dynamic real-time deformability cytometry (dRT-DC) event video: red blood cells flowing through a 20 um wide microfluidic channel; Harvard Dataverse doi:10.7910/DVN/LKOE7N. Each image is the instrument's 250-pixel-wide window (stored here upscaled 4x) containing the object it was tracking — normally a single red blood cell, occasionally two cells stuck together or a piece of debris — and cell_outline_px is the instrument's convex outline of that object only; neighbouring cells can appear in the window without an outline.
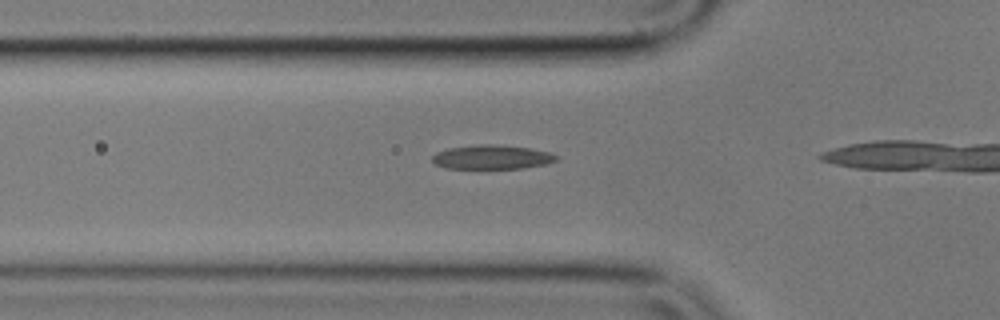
{"species": "common noctule bat (a hibernating species)", "species_latin": "Nyctalus noctula", "temperature_condition": "cold", "stored_images_in_passage": 14, "camera_frame_rate_fps": 3000, "um_per_image_px": 0.085, "animal": {"sex": "male", "body_mass_g": 17.9}, "frame": {"image": 1, "passage_image": 5, "time_ms": 1.333, "image_size_px": [1000, 320], "cell_outline_px": [[560, 156], [556, 160], [544, 164], [524, 168], [444, 168], [436, 164], [432, 160], [432, 156], [436, 152], [448, 148], [480, 144], [492, 144], [528, 148], [548, 152]], "centroid_in_image_um": [41.79, 13.35], "position_along_channel_um": 84.0, "area_um2": 17.28}}
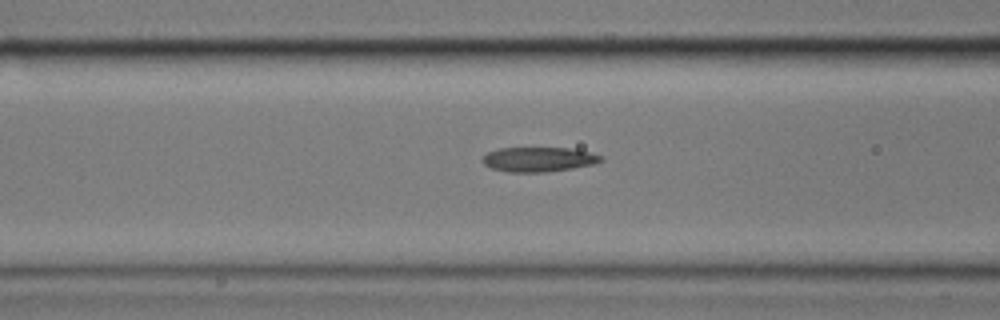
{"frame": {"image": 2, "passage_image": 8, "time_ms": 2.333, "image_size_px": [1000, 320], "cell_outline_px": [[604, 160], [592, 164], [572, 168], [544, 172], [508, 172], [492, 168], [484, 164], [480, 160], [488, 152], [500, 148], [568, 148], [588, 152], [604, 156]], "centroid_in_image_um": [45.77, 13.54], "position_along_channel_um": 120.8, "area_um2": 16.88}}
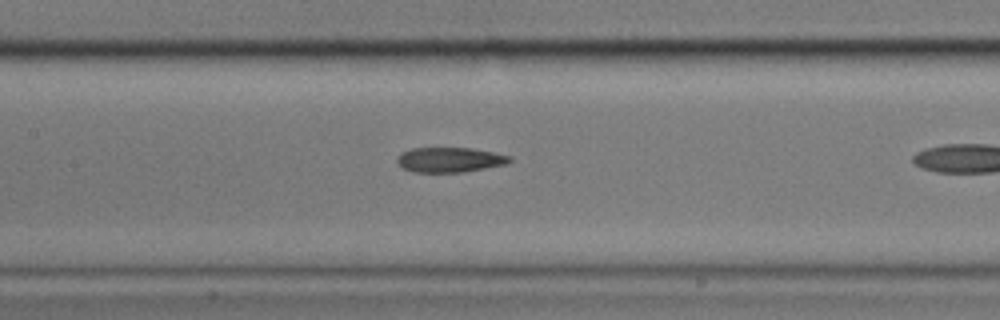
{"frame": {"image": 3, "passage_image": 12, "time_ms": 3.667, "image_size_px": [1000, 320], "cell_outline_px": [[512, 160], [508, 164], [460, 172], [412, 172], [404, 168], [396, 160], [396, 156], [400, 152], [412, 148], [472, 148], [512, 156]], "centroid_in_image_um": [38.22, 13.57], "position_along_channel_um": 169.2, "area_um2": 16.36}}